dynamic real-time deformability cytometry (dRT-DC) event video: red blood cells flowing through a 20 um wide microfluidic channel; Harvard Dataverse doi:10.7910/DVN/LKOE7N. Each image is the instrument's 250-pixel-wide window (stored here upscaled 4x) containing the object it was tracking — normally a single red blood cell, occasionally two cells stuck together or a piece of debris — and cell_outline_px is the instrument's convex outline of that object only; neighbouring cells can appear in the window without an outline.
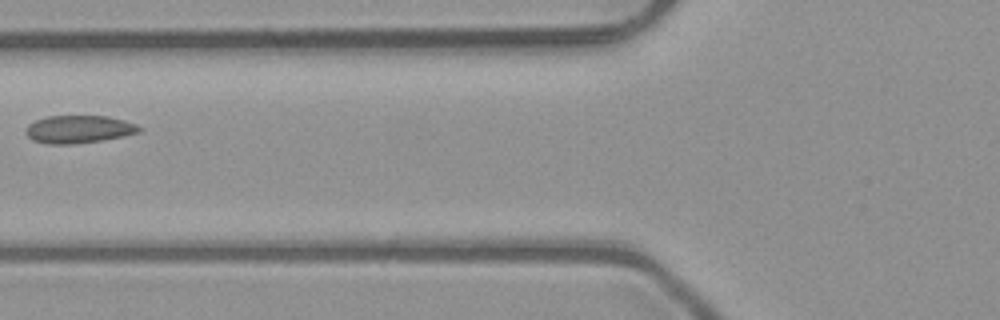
{"species": "common noctule bat (a hibernating species)", "species_latin": "Nyctalus noctula", "temperature_condition": "room temperature", "stored_images_in_passage": 4, "camera_frame_rate_fps": 3000, "um_per_image_px": 0.085, "animal": {"sex": "male", "body_mass_g": 23.1, "forearm_length_mm": 52.7}, "frame": {"image": 1, "passage_image": 3, "time_ms": 0.667, "image_size_px": [1000, 320], "cell_outline_px": [[144, 128], [140, 132], [124, 136], [100, 140], [72, 144], [48, 144], [32, 140], [24, 132], [28, 124], [36, 120], [48, 116], [108, 116], [124, 120], [136, 124]], "centroid_in_image_um": [6.7, 10.98], "position_along_channel_um": 119.1, "area_um2": 18.38}}
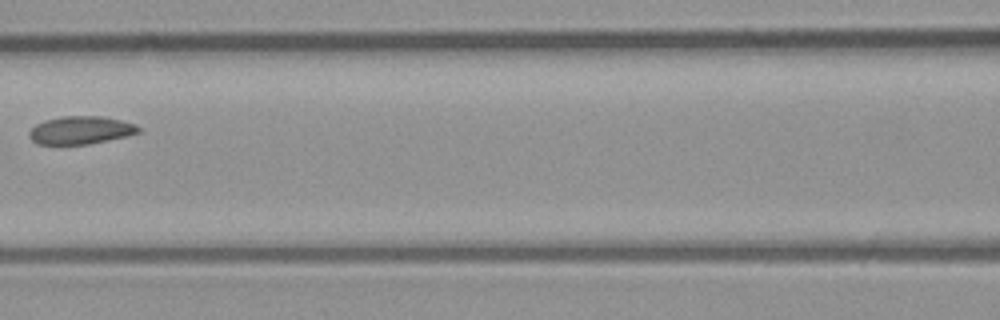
{"frame": {"image": 2, "passage_image": 4, "time_ms": 1.0, "image_size_px": [1000, 320], "cell_outline_px": [[140, 132], [124, 136], [88, 144], [36, 144], [28, 136], [28, 132], [36, 124], [44, 120], [60, 116], [100, 116], [120, 120], [136, 124], [140, 128]], "centroid_in_image_um": [6.81, 11.06], "position_along_channel_um": 159.8, "area_um2": 17.69}}